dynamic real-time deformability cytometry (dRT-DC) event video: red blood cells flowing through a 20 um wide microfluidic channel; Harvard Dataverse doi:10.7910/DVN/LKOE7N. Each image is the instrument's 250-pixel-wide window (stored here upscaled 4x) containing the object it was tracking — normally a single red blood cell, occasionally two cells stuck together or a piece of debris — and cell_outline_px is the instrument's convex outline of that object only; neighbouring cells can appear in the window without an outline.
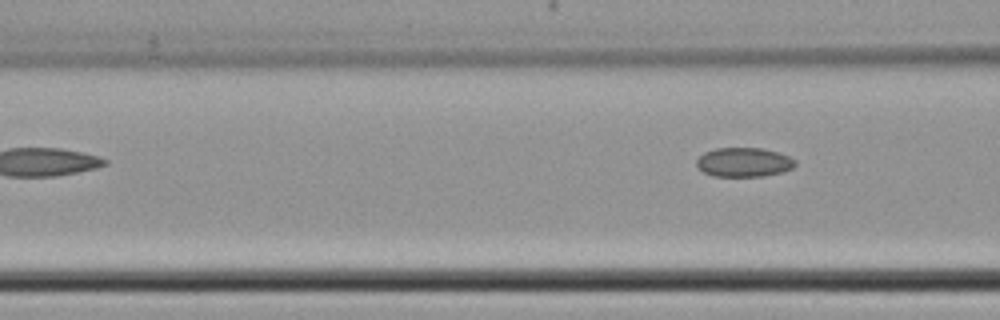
{"species": "common noctule bat (a hibernating species)", "species_latin": "Nyctalus noctula", "temperature_condition": "cold", "stored_images_in_passage": 5, "camera_frame_rate_fps": 3000, "um_per_image_px": 0.085, "animal": {"sex": "female", "body_mass_g": 22.7, "forearm_length_mm": 54.2}, "frame": {"image": 1, "passage_image": 5, "time_ms": 5.0, "image_size_px": [1000, 320], "cell_outline_px": [[796, 164], [792, 168], [784, 172], [764, 176], [712, 176], [696, 168], [696, 160], [704, 152], [716, 148], [764, 148], [788, 156], [796, 160]], "centroid_in_image_um": [63.21, 13.79], "position_along_channel_um": 103.4, "area_um2": 16.94}}